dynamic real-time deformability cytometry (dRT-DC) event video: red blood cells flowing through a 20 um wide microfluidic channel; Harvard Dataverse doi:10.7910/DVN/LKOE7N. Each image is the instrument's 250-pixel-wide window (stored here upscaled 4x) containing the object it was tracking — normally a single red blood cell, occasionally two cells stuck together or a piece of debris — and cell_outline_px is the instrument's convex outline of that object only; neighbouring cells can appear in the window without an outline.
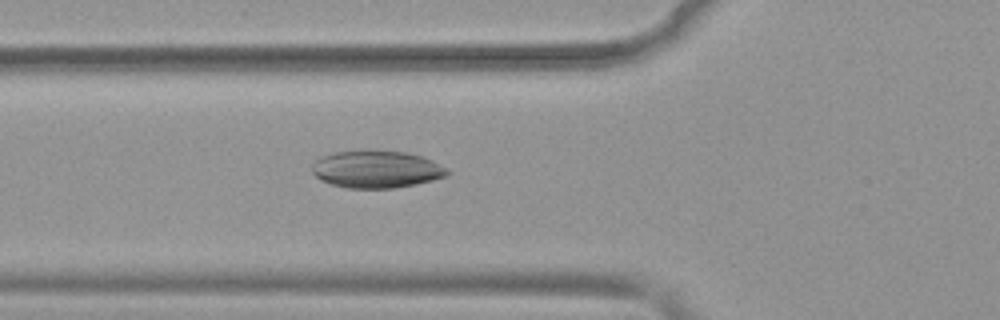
{"species": "common noctule bat (a hibernating species)", "species_latin": "Nyctalus noctula", "temperature_condition": "warm", "stored_images_in_passage": 52, "camera_frame_rate_fps": 3000, "um_per_image_px": 0.085, "animal": {"sex": "female", "body_mass_g": 19.9}, "frame": {"image": 1, "passage_image": 19, "time_ms": 6.0, "image_size_px": [1000, 320], "cell_outline_px": [[452, 172], [448, 176], [416, 184], [392, 188], [344, 188], [320, 180], [312, 172], [312, 164], [320, 156], [332, 152], [360, 148], [376, 148], [408, 152], [432, 160], [448, 168]], "centroid_in_image_um": [31.99, 14.34], "position_along_channel_um": 93.8, "area_um2": 30.52}}
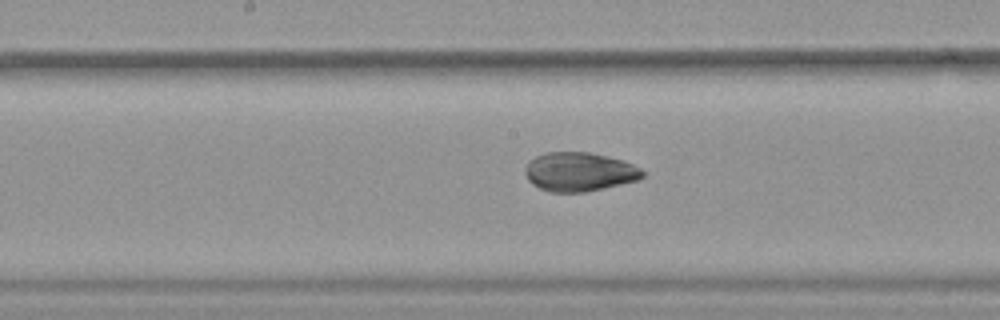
{"frame": {"image": 2, "passage_image": 27, "time_ms": 8.667, "image_size_px": [1000, 320], "cell_outline_px": [[644, 176], [636, 180], [604, 188], [584, 192], [548, 192], [532, 184], [528, 180], [524, 172], [524, 168], [528, 160], [536, 156], [548, 152], [588, 152], [608, 156], [624, 160], [640, 168], [644, 172]], "centroid_in_image_um": [49.21, 14.6], "position_along_channel_um": 199.0, "area_um2": 26.76}}
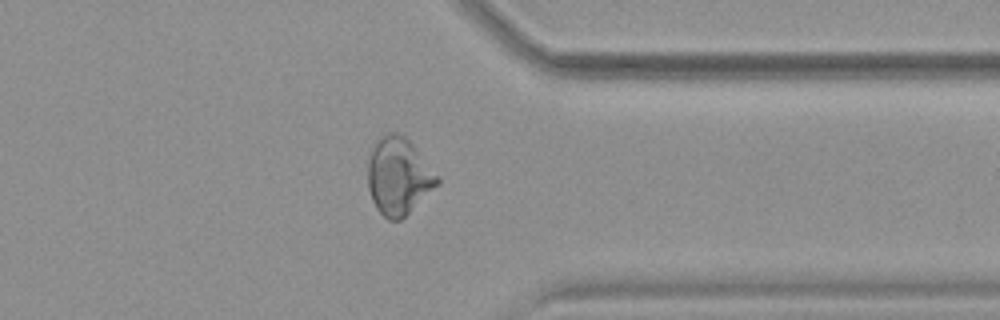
{"frame": {"image": 3, "passage_image": 41, "time_ms": 13.333, "image_size_px": [1000, 320], "cell_outline_px": [[440, 184], [400, 220], [388, 220], [376, 208], [372, 200], [368, 188], [368, 164], [372, 144], [380, 136], [388, 132], [400, 132], [412, 144], [440, 176]], "centroid_in_image_um": [33.88, 14.96], "position_along_channel_um": 377.5, "area_um2": 31.44}}